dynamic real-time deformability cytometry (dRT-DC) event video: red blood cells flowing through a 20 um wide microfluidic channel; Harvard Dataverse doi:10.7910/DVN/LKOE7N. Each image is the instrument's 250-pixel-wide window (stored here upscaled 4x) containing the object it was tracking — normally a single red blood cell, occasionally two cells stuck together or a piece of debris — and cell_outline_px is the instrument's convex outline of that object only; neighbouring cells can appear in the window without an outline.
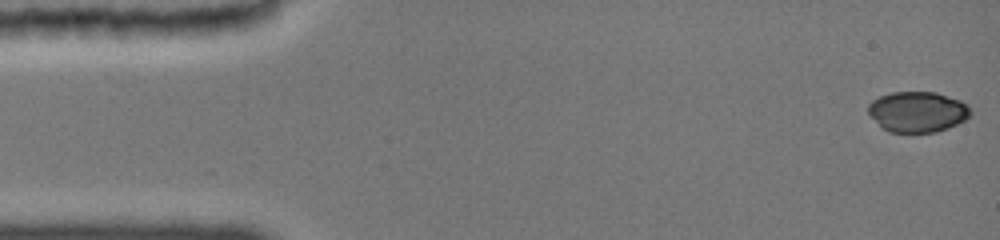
{"species": "common noctule bat (a hibernating species)", "species_latin": "Nyctalus noctula", "temperature_condition": "cold", "stored_images_in_passage": 48, "camera_frame_rate_fps": 3000, "um_per_image_px": 0.085, "animal": {"sex": "female", "body_mass_g": 19.0, "forearm_length_mm": 51.5}, "frame": {"image": 1, "passage_image": 1, "time_ms": 0.0, "image_size_px": [1000, 240], "cell_outline_px": [[972, 112], [964, 120], [948, 128], [936, 132], [892, 132], [884, 128], [868, 112], [868, 104], [872, 100], [880, 96], [892, 92], [936, 92], [960, 100], [968, 104]], "centroid_in_image_um": [78.02, 9.49], "position_along_channel_um": 7.0, "area_um2": 23.99}}
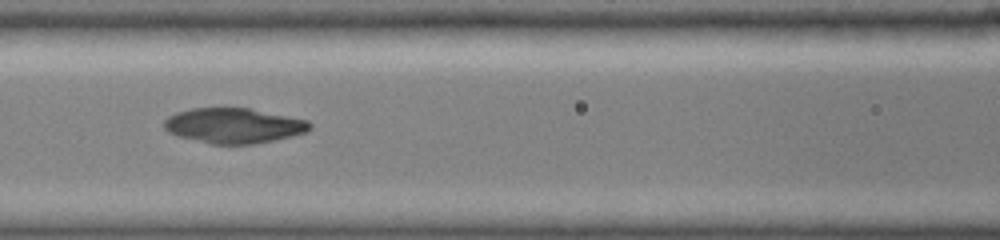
{"frame": {"image": 2, "passage_image": 21, "time_ms": 6.667, "image_size_px": [1000, 240], "cell_outline_px": [[312, 128], [304, 132], [292, 136], [252, 144], [212, 144], [180, 136], [168, 132], [164, 128], [164, 120], [168, 116], [176, 112], [192, 108], [248, 108], [308, 120], [312, 124]], "centroid_in_image_um": [19.86, 10.67], "position_along_channel_um": 146.7, "area_um2": 29.59}}
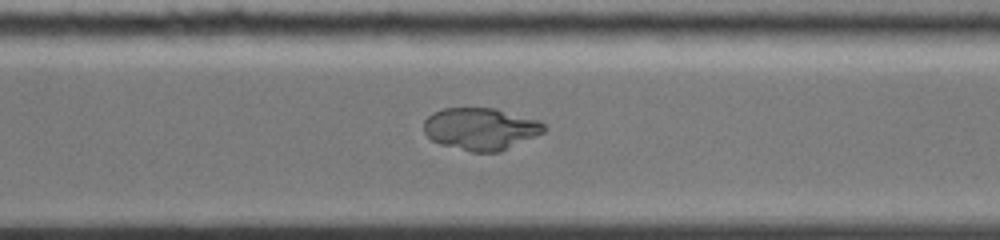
{"frame": {"image": 3, "passage_image": 35, "time_ms": 11.333, "image_size_px": [1000, 240], "cell_outline_px": [[548, 128], [544, 132], [500, 152], [472, 152], [440, 144], [432, 140], [424, 132], [424, 120], [432, 112], [444, 108], [496, 108], [540, 120]], "centroid_in_image_um": [40.87, 10.94], "position_along_channel_um": 329.7, "area_um2": 29.71}, "authors_computed_cell_mechanics": {"area_um2": 29.5358, "velocity_mm_per_s": 3.9278, "shape_relaxation_time_tau1_ms": null, "shape_relaxation_time_tau2_ms": 1.2305, "deformation_change_tau1": null, "deformation_change_tau2": 0.0324}}